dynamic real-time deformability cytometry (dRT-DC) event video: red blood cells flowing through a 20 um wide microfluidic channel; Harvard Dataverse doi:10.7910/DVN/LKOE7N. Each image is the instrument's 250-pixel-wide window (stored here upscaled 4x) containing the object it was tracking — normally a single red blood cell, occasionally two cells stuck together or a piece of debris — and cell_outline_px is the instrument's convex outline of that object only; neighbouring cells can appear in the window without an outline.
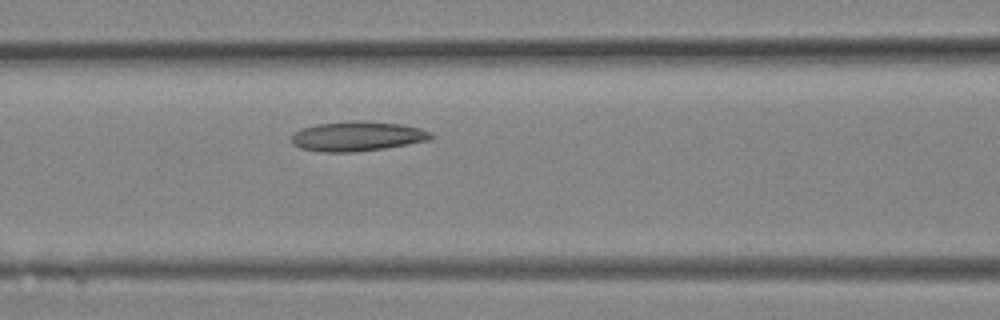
{"species": "Egyptian fruit bat (a non-hibernating species)", "species_latin": "Rousettus aegyptiacus", "temperature_condition": "room temperature", "stored_images_in_passage": 22, "camera_frame_rate_fps": 3000, "um_per_image_px": 0.085, "animal": {"sex": "female"}, "frame": {"image": 1, "passage_image": 5, "time_ms": 1.333, "image_size_px": [1000, 320], "cell_outline_px": [[432, 136], [428, 140], [408, 144], [384, 148], [356, 152], [324, 152], [300, 148], [292, 140], [292, 136], [300, 128], [316, 124], [360, 120], [400, 124], [420, 128], [428, 132]], "centroid_in_image_um": [30.35, 11.58], "position_along_channel_um": 136.3, "area_um2": 23.81}}
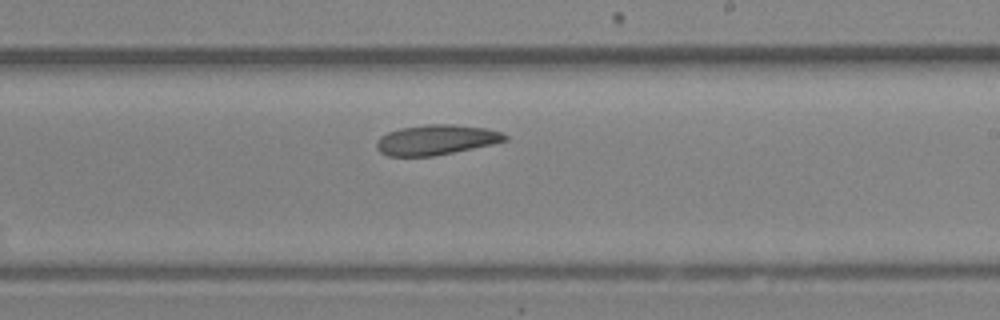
{"frame": {"image": 2, "passage_image": 10, "time_ms": 3.0, "image_size_px": [1000, 320], "cell_outline_px": [[508, 140], [492, 144], [432, 156], [388, 156], [380, 152], [376, 148], [376, 140], [380, 136], [388, 132], [400, 128], [424, 124], [452, 124], [488, 128], [500, 132], [508, 136]], "centroid_in_image_um": [37.05, 11.87], "position_along_channel_um": 252.0, "area_um2": 22.54}}
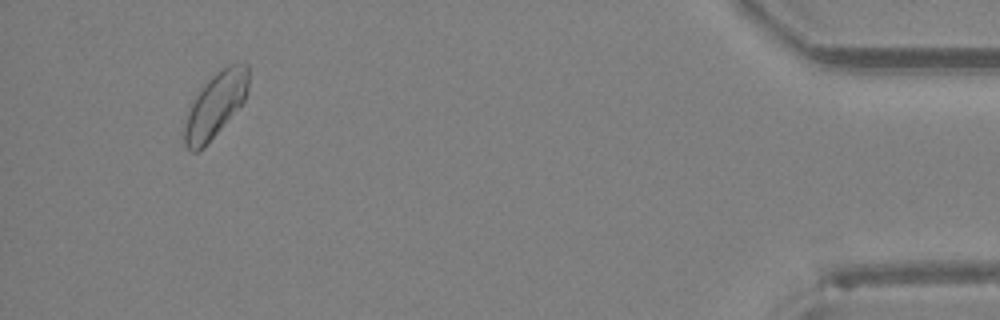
{"frame": {"image": 3, "passage_image": 20, "time_ms": 6.333, "image_size_px": [1000, 320], "cell_outline_px": [[248, 92], [244, 100], [204, 148], [196, 152], [192, 152], [184, 144], [184, 124], [188, 112], [200, 88], [220, 68], [228, 64], [244, 60], [248, 64]], "centroid_in_image_um": [18.32, 8.88], "position_along_channel_um": 416.9, "area_um2": 24.1}}